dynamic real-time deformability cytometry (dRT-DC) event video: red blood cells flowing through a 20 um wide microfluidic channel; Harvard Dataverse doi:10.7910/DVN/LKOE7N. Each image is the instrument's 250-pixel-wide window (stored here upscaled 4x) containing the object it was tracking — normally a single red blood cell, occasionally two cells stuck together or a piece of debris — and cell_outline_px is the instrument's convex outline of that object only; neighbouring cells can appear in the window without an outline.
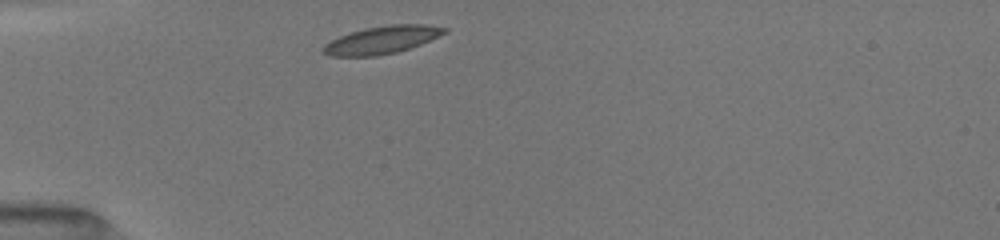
{"species": "common noctule bat (a hibernating species)", "species_latin": "Nyctalus noctula", "temperature_condition": "room temperature", "stored_images_in_passage": 37, "camera_frame_rate_fps": 3000, "um_per_image_px": 0.085, "animal": {"sex": "female", "body_mass_g": 19.5, "forearm_length_mm": 54.1}, "frame": {"image": 1, "passage_image": 1, "time_ms": 0.0, "image_size_px": [1000, 240], "cell_outline_px": [[448, 32], [420, 44], [396, 52], [376, 56], [328, 56], [320, 52], [320, 48], [324, 44], [340, 36], [364, 28], [388, 24], [424, 24], [448, 28]], "centroid_in_image_um": [32.43, 3.39], "position_along_channel_um": 52.6, "area_um2": 19.59}}
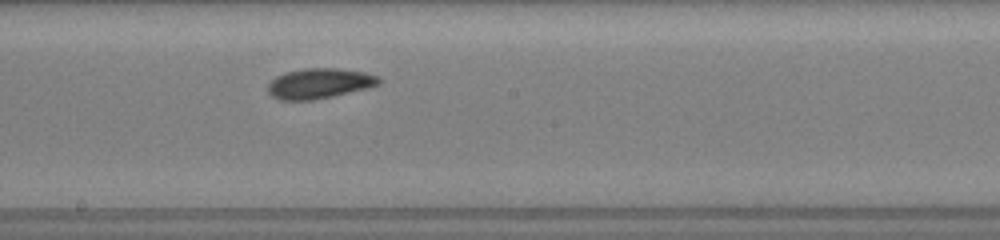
{"frame": {"image": 2, "passage_image": 15, "time_ms": 4.667, "image_size_px": [1000, 240], "cell_outline_px": [[380, 84], [368, 88], [332, 96], [312, 100], [280, 100], [272, 96], [268, 92], [268, 84], [276, 76], [288, 72], [304, 68], [336, 68], [364, 72], [380, 76]], "centroid_in_image_um": [27.16, 7.09], "position_along_channel_um": 221.0, "area_um2": 19.48}}
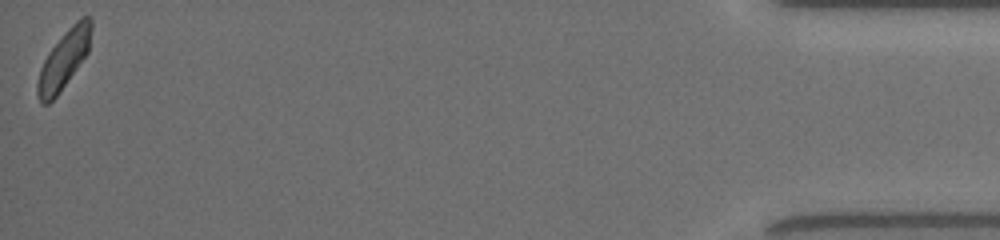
{"frame": {"image": 3, "passage_image": 37, "time_ms": 12.0, "image_size_px": [1000, 240], "cell_outline_px": [[92, 28], [88, 52], [56, 96], [48, 104], [40, 104], [36, 96], [36, 84], [40, 68], [48, 52], [64, 32], [80, 16], [88, 16], [92, 20]], "centroid_in_image_um": [5.4, 5.06], "position_along_channel_um": 429.8, "area_um2": 18.21}, "authors_computed_cell_mechanics": {"area_um2": 18.785, "velocity_mm_per_s": 3.9917, "shape_relaxation_time_tau1_ms": 3.8178, "shape_relaxation_time_tau2_ms": 5.6278, "deformation_change_tau1": 0.0976, "deformation_change_tau2": 0.0935}}